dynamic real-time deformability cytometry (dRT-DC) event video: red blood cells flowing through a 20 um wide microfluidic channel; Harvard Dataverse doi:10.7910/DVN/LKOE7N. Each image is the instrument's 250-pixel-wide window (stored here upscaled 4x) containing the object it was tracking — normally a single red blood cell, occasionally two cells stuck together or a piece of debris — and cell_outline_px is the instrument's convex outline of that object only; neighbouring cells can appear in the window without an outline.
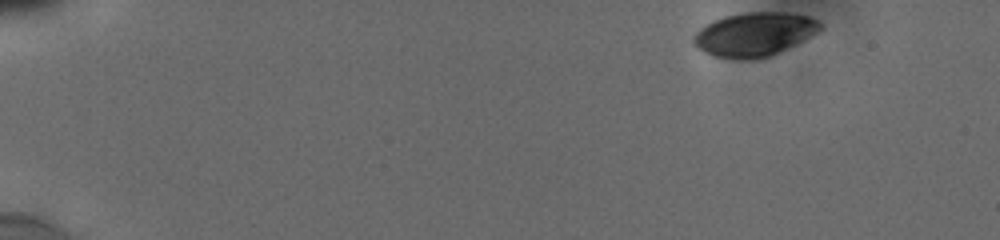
{"species": "human", "species_latin": "Homo sapiens", "temperature_condition": "cold", "stored_images_in_passage": 24, "camera_frame_rate_fps": 3000, "um_per_image_px": 0.085, "donor": {"sex": "male"}, "frame": {"image": 1, "passage_image": 1, "time_ms": 0.0, "image_size_px": [1000, 240], "cell_outline_px": [[820, 28], [816, 32], [768, 56], [756, 60], [740, 60], [712, 56], [704, 52], [692, 40], [692, 36], [700, 28], [724, 16], [748, 12], [780, 12], [808, 16], [816, 20], [820, 24]], "centroid_in_image_um": [64.04, 2.92], "position_along_channel_um": 21.0, "area_um2": 31.56}}
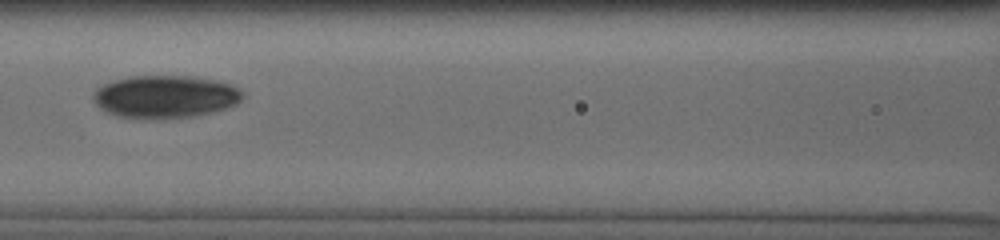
{"frame": {"image": 2, "passage_image": 13, "time_ms": 7.0, "image_size_px": [1000, 240], "cell_outline_px": [[244, 96], [236, 104], [224, 108], [192, 116], [152, 120], [116, 116], [104, 112], [92, 100], [92, 92], [96, 88], [112, 80], [128, 76], [192, 76], [216, 80], [232, 84], [244, 92]], "centroid_in_image_um": [13.98, 8.22], "position_along_channel_um": 152.6, "area_um2": 37.63}}
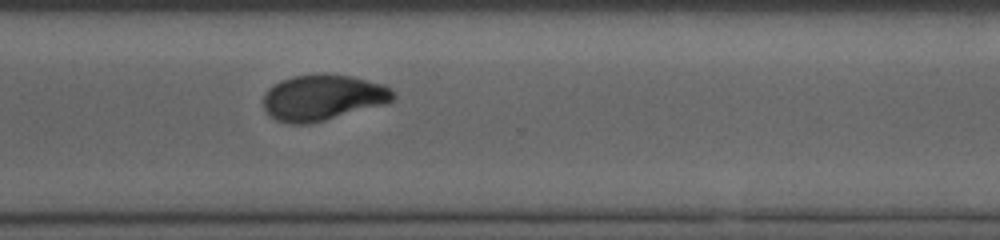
{"frame": {"image": 3, "passage_image": 24, "time_ms": 12.0, "image_size_px": [1000, 240], "cell_outline_px": [[396, 96], [392, 100], [384, 104], [324, 120], [308, 124], [288, 124], [276, 120], [264, 108], [264, 96], [268, 88], [280, 80], [292, 76], [352, 76], [384, 84]], "centroid_in_image_um": [27.41, 8.31], "position_along_channel_um": 343.2, "area_um2": 33.81}}